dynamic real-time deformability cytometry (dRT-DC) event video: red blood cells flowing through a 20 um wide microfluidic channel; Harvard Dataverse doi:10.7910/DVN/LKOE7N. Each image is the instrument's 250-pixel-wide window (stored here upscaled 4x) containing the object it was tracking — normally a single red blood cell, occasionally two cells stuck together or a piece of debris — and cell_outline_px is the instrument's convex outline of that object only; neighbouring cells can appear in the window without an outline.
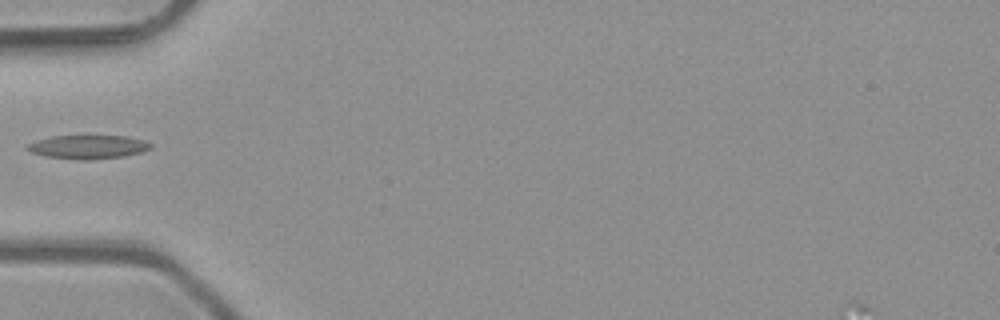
{"species": "common noctule bat (a hibernating species)", "species_latin": "Nyctalus noctula", "temperature_condition": "room temperature", "stored_images_in_passage": 21, "camera_frame_rate_fps": 3000, "um_per_image_px": 0.085, "animal": {"sex": "male", "body_mass_g": 23.1, "forearm_length_mm": 52.7}, "frame": {"image": 1, "passage_image": 1, "time_ms": 0.0, "image_size_px": [1000, 320], "cell_outline_px": [[152, 148], [140, 152], [124, 156], [88, 160], [76, 160], [44, 156], [32, 152], [24, 148], [28, 144], [36, 140], [52, 136], [124, 136], [144, 140], [152, 144]], "centroid_in_image_um": [7.46, 12.49], "position_along_channel_um": 77.5, "area_um2": 17.05}}
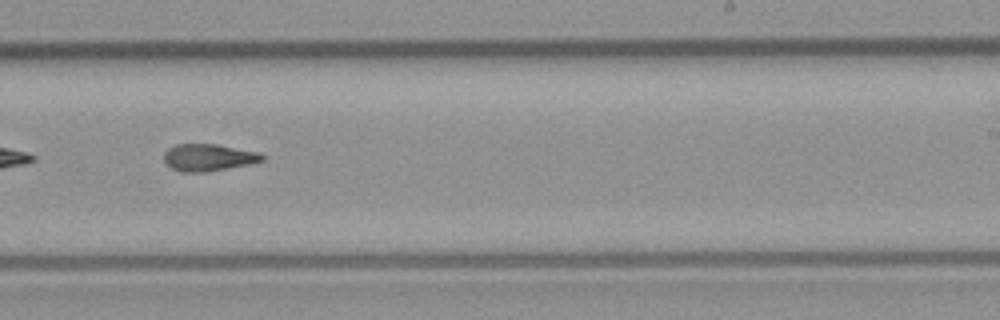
{"frame": {"image": 2, "passage_image": 15, "time_ms": 4.667, "image_size_px": [1000, 320], "cell_outline_px": [[264, 160], [248, 164], [228, 168], [204, 172], [184, 172], [172, 168], [164, 160], [164, 152], [168, 148], [176, 144], [216, 144], [260, 152], [264, 156]], "centroid_in_image_um": [17.72, 13.37], "position_along_channel_um": 271.3, "area_um2": 15.37}}
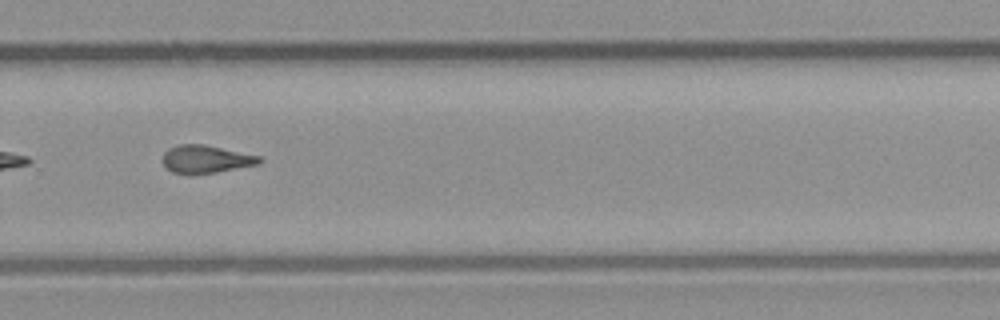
{"frame": {"image": 3, "passage_image": 18, "time_ms": 5.667, "image_size_px": [1000, 320], "cell_outline_px": [[264, 160], [260, 164], [216, 172], [172, 172], [160, 160], [164, 152], [168, 148], [180, 144], [204, 144], [260, 156]], "centroid_in_image_um": [17.52, 13.49], "position_along_channel_um": 312.3, "area_um2": 15.43}}